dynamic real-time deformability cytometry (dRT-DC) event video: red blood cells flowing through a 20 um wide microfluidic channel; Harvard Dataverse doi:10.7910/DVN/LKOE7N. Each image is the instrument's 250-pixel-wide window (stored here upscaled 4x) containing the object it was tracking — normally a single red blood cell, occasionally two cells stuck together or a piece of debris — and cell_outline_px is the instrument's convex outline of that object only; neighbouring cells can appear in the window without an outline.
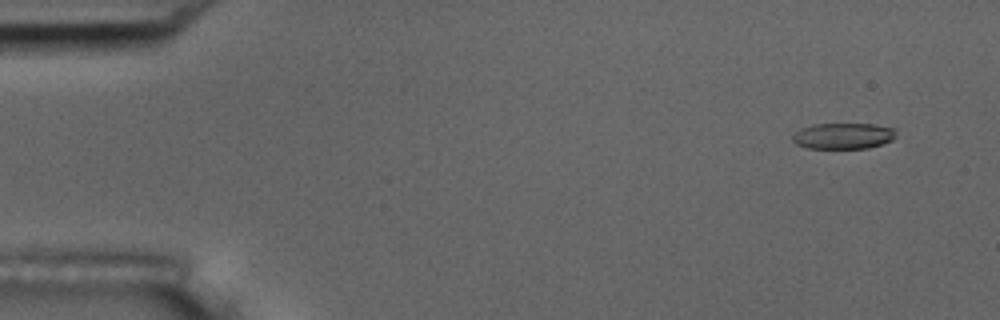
{"species": "common noctule bat (a hibernating species)", "species_latin": "Nyctalus noctula", "temperature_condition": "room temperature", "stored_images_in_passage": 52, "camera_frame_rate_fps": 3000, "um_per_image_px": 0.085, "animal": {"sex": "male", "body_mass_g": 17.5, "forearm_length_mm": 52.3}, "frame": {"image": 1, "passage_image": 1, "time_ms": 0.0, "image_size_px": [1000, 320], "cell_outline_px": [[896, 136], [892, 140], [884, 144], [868, 148], [808, 148], [796, 144], [792, 140], [792, 136], [796, 132], [804, 128], [816, 124], [872, 124], [896, 128]], "centroid_in_image_um": [71.74, 11.56], "position_along_channel_um": 13.3, "area_um2": 15.66}}
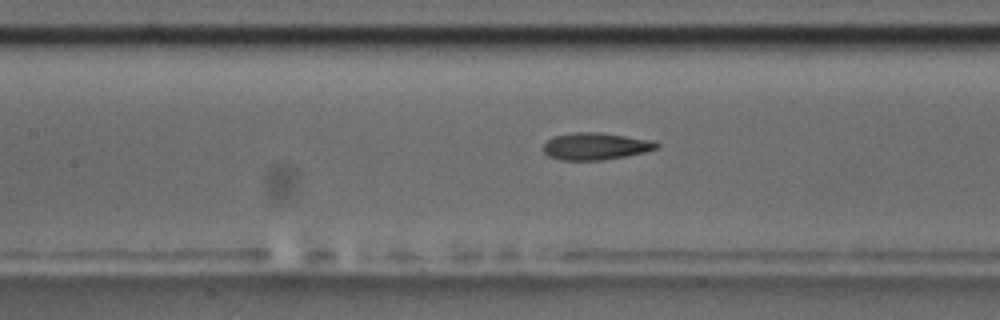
{"frame": {"image": 2, "passage_image": 22, "time_ms": 7.0, "image_size_px": [1000, 320], "cell_outline_px": [[660, 144], [656, 148], [644, 152], [604, 160], [560, 160], [548, 156], [544, 152], [544, 144], [552, 136], [572, 132], [600, 132], [652, 140]], "centroid_in_image_um": [50.59, 12.42], "position_along_channel_um": 156.8, "area_um2": 17.86}}
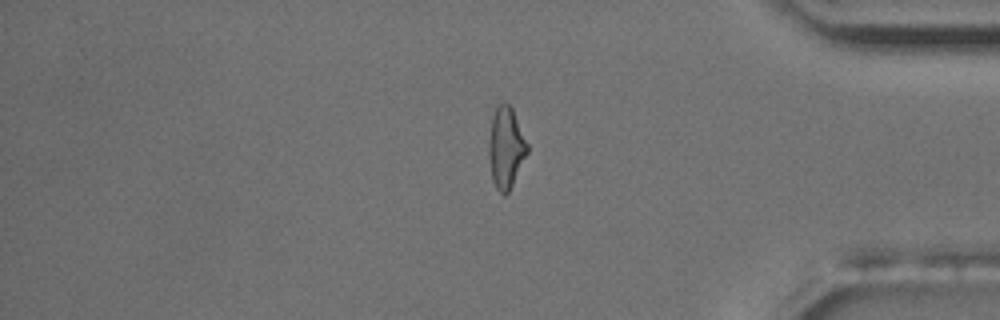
{"frame": {"image": 3, "passage_image": 43, "time_ms": 14.0, "image_size_px": [1000, 320], "cell_outline_px": [[528, 152], [508, 192], [504, 196], [496, 188], [492, 180], [488, 156], [488, 144], [492, 116], [496, 108], [500, 104], [508, 104], [512, 108], [528, 144]], "centroid_in_image_um": [42.99, 12.57], "position_along_channel_um": 392.2, "area_um2": 18.03}, "authors_computed_cell_mechanics": {"area_um2": 17.7446, "velocity_mm_per_s": 3.7085, "shape_relaxation_time_tau1_ms": 4.0838, "shape_relaxation_time_tau2_ms": 1.9889, "deformation_change_tau1": 0.1527, "deformation_change_tau2": 0.0996}}